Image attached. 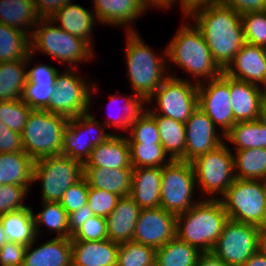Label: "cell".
Returning <instances> with one entry per match:
<instances>
[{"mask_svg": "<svg viewBox=\"0 0 266 266\" xmlns=\"http://www.w3.org/2000/svg\"><path fill=\"white\" fill-rule=\"evenodd\" d=\"M7 237L5 235L2 224L0 223V248L6 243Z\"/></svg>", "mask_w": 266, "mask_h": 266, "instance_id": "obj_61", "label": "cell"}, {"mask_svg": "<svg viewBox=\"0 0 266 266\" xmlns=\"http://www.w3.org/2000/svg\"><path fill=\"white\" fill-rule=\"evenodd\" d=\"M263 12L266 14V2H265V6H264Z\"/></svg>", "mask_w": 266, "mask_h": 266, "instance_id": "obj_64", "label": "cell"}, {"mask_svg": "<svg viewBox=\"0 0 266 266\" xmlns=\"http://www.w3.org/2000/svg\"><path fill=\"white\" fill-rule=\"evenodd\" d=\"M260 228L229 219L211 253L230 266L243 264L258 250Z\"/></svg>", "mask_w": 266, "mask_h": 266, "instance_id": "obj_13", "label": "cell"}, {"mask_svg": "<svg viewBox=\"0 0 266 266\" xmlns=\"http://www.w3.org/2000/svg\"><path fill=\"white\" fill-rule=\"evenodd\" d=\"M207 3H221L222 0H205Z\"/></svg>", "mask_w": 266, "mask_h": 266, "instance_id": "obj_63", "label": "cell"}, {"mask_svg": "<svg viewBox=\"0 0 266 266\" xmlns=\"http://www.w3.org/2000/svg\"><path fill=\"white\" fill-rule=\"evenodd\" d=\"M246 43L266 48V14L263 11L241 15Z\"/></svg>", "mask_w": 266, "mask_h": 266, "instance_id": "obj_43", "label": "cell"}, {"mask_svg": "<svg viewBox=\"0 0 266 266\" xmlns=\"http://www.w3.org/2000/svg\"><path fill=\"white\" fill-rule=\"evenodd\" d=\"M140 210L130 196L120 197L106 217L108 239L117 244L132 241Z\"/></svg>", "mask_w": 266, "mask_h": 266, "instance_id": "obj_21", "label": "cell"}, {"mask_svg": "<svg viewBox=\"0 0 266 266\" xmlns=\"http://www.w3.org/2000/svg\"><path fill=\"white\" fill-rule=\"evenodd\" d=\"M162 167L133 168L130 197L141 209L160 207Z\"/></svg>", "mask_w": 266, "mask_h": 266, "instance_id": "obj_23", "label": "cell"}, {"mask_svg": "<svg viewBox=\"0 0 266 266\" xmlns=\"http://www.w3.org/2000/svg\"><path fill=\"white\" fill-rule=\"evenodd\" d=\"M40 19L33 0H0V23L31 36Z\"/></svg>", "mask_w": 266, "mask_h": 266, "instance_id": "obj_30", "label": "cell"}, {"mask_svg": "<svg viewBox=\"0 0 266 266\" xmlns=\"http://www.w3.org/2000/svg\"><path fill=\"white\" fill-rule=\"evenodd\" d=\"M83 164L64 155L35 161L33 181L41 183V199L60 202L64 192L83 178Z\"/></svg>", "mask_w": 266, "mask_h": 266, "instance_id": "obj_11", "label": "cell"}, {"mask_svg": "<svg viewBox=\"0 0 266 266\" xmlns=\"http://www.w3.org/2000/svg\"><path fill=\"white\" fill-rule=\"evenodd\" d=\"M261 228L266 229V195H265V214H264V220H263Z\"/></svg>", "mask_w": 266, "mask_h": 266, "instance_id": "obj_62", "label": "cell"}, {"mask_svg": "<svg viewBox=\"0 0 266 266\" xmlns=\"http://www.w3.org/2000/svg\"><path fill=\"white\" fill-rule=\"evenodd\" d=\"M35 161L25 152L0 153V184L30 187Z\"/></svg>", "mask_w": 266, "mask_h": 266, "instance_id": "obj_28", "label": "cell"}, {"mask_svg": "<svg viewBox=\"0 0 266 266\" xmlns=\"http://www.w3.org/2000/svg\"><path fill=\"white\" fill-rule=\"evenodd\" d=\"M30 53V35L0 23V62L26 60Z\"/></svg>", "mask_w": 266, "mask_h": 266, "instance_id": "obj_36", "label": "cell"}, {"mask_svg": "<svg viewBox=\"0 0 266 266\" xmlns=\"http://www.w3.org/2000/svg\"><path fill=\"white\" fill-rule=\"evenodd\" d=\"M202 254L177 236L156 249L155 266H196Z\"/></svg>", "mask_w": 266, "mask_h": 266, "instance_id": "obj_35", "label": "cell"}, {"mask_svg": "<svg viewBox=\"0 0 266 266\" xmlns=\"http://www.w3.org/2000/svg\"><path fill=\"white\" fill-rule=\"evenodd\" d=\"M93 6L98 23L115 27L126 25V32L137 31L132 25L134 20L148 11L142 0H93Z\"/></svg>", "mask_w": 266, "mask_h": 266, "instance_id": "obj_19", "label": "cell"}, {"mask_svg": "<svg viewBox=\"0 0 266 266\" xmlns=\"http://www.w3.org/2000/svg\"><path fill=\"white\" fill-rule=\"evenodd\" d=\"M187 17L202 32L214 62L224 72L245 43L241 15L221 3H208Z\"/></svg>", "mask_w": 266, "mask_h": 266, "instance_id": "obj_1", "label": "cell"}, {"mask_svg": "<svg viewBox=\"0 0 266 266\" xmlns=\"http://www.w3.org/2000/svg\"><path fill=\"white\" fill-rule=\"evenodd\" d=\"M224 73L239 81L266 86V48L245 42Z\"/></svg>", "mask_w": 266, "mask_h": 266, "instance_id": "obj_18", "label": "cell"}, {"mask_svg": "<svg viewBox=\"0 0 266 266\" xmlns=\"http://www.w3.org/2000/svg\"><path fill=\"white\" fill-rule=\"evenodd\" d=\"M120 197L103 189L88 188V206L96 216L106 218L116 207Z\"/></svg>", "mask_w": 266, "mask_h": 266, "instance_id": "obj_46", "label": "cell"}, {"mask_svg": "<svg viewBox=\"0 0 266 266\" xmlns=\"http://www.w3.org/2000/svg\"><path fill=\"white\" fill-rule=\"evenodd\" d=\"M243 266H266V255L258 250L243 264Z\"/></svg>", "mask_w": 266, "mask_h": 266, "instance_id": "obj_58", "label": "cell"}, {"mask_svg": "<svg viewBox=\"0 0 266 266\" xmlns=\"http://www.w3.org/2000/svg\"><path fill=\"white\" fill-rule=\"evenodd\" d=\"M198 106L226 135L236 123L231 106L229 76L224 72L209 81L198 84Z\"/></svg>", "mask_w": 266, "mask_h": 266, "instance_id": "obj_15", "label": "cell"}, {"mask_svg": "<svg viewBox=\"0 0 266 266\" xmlns=\"http://www.w3.org/2000/svg\"><path fill=\"white\" fill-rule=\"evenodd\" d=\"M194 83L170 75L147 99L148 104L153 100L156 103L152 109L146 107V111L185 123L198 107V84Z\"/></svg>", "mask_w": 266, "mask_h": 266, "instance_id": "obj_7", "label": "cell"}, {"mask_svg": "<svg viewBox=\"0 0 266 266\" xmlns=\"http://www.w3.org/2000/svg\"><path fill=\"white\" fill-rule=\"evenodd\" d=\"M167 60L187 72L197 84L220 76L223 71L214 62L202 32L193 23L182 24L166 46Z\"/></svg>", "mask_w": 266, "mask_h": 266, "instance_id": "obj_3", "label": "cell"}, {"mask_svg": "<svg viewBox=\"0 0 266 266\" xmlns=\"http://www.w3.org/2000/svg\"><path fill=\"white\" fill-rule=\"evenodd\" d=\"M31 108L21 99L0 102V121L12 131L22 133Z\"/></svg>", "mask_w": 266, "mask_h": 266, "instance_id": "obj_42", "label": "cell"}, {"mask_svg": "<svg viewBox=\"0 0 266 266\" xmlns=\"http://www.w3.org/2000/svg\"><path fill=\"white\" fill-rule=\"evenodd\" d=\"M266 181L235 179L220 198L229 219L262 227Z\"/></svg>", "mask_w": 266, "mask_h": 266, "instance_id": "obj_9", "label": "cell"}, {"mask_svg": "<svg viewBox=\"0 0 266 266\" xmlns=\"http://www.w3.org/2000/svg\"><path fill=\"white\" fill-rule=\"evenodd\" d=\"M30 36L31 53L36 51L47 54L59 60L61 64H68L69 68L93 58V49L88 42L71 35L58 27L50 18H41Z\"/></svg>", "mask_w": 266, "mask_h": 266, "instance_id": "obj_5", "label": "cell"}, {"mask_svg": "<svg viewBox=\"0 0 266 266\" xmlns=\"http://www.w3.org/2000/svg\"><path fill=\"white\" fill-rule=\"evenodd\" d=\"M24 152L21 134L0 121V153Z\"/></svg>", "mask_w": 266, "mask_h": 266, "instance_id": "obj_50", "label": "cell"}, {"mask_svg": "<svg viewBox=\"0 0 266 266\" xmlns=\"http://www.w3.org/2000/svg\"><path fill=\"white\" fill-rule=\"evenodd\" d=\"M235 150L266 148V122L262 119L236 122L225 135Z\"/></svg>", "mask_w": 266, "mask_h": 266, "instance_id": "obj_33", "label": "cell"}, {"mask_svg": "<svg viewBox=\"0 0 266 266\" xmlns=\"http://www.w3.org/2000/svg\"><path fill=\"white\" fill-rule=\"evenodd\" d=\"M191 164L197 189L200 188L204 194H209L210 199H220L236 179L233 152L226 142L215 150L195 158Z\"/></svg>", "mask_w": 266, "mask_h": 266, "instance_id": "obj_8", "label": "cell"}, {"mask_svg": "<svg viewBox=\"0 0 266 266\" xmlns=\"http://www.w3.org/2000/svg\"><path fill=\"white\" fill-rule=\"evenodd\" d=\"M196 266H230L214 256L212 253H202L197 260Z\"/></svg>", "mask_w": 266, "mask_h": 266, "instance_id": "obj_55", "label": "cell"}, {"mask_svg": "<svg viewBox=\"0 0 266 266\" xmlns=\"http://www.w3.org/2000/svg\"><path fill=\"white\" fill-rule=\"evenodd\" d=\"M259 251L266 255V229L260 228L259 230V242H258Z\"/></svg>", "mask_w": 266, "mask_h": 266, "instance_id": "obj_60", "label": "cell"}, {"mask_svg": "<svg viewBox=\"0 0 266 266\" xmlns=\"http://www.w3.org/2000/svg\"><path fill=\"white\" fill-rule=\"evenodd\" d=\"M108 239L107 221L101 216H94L71 236V241H100Z\"/></svg>", "mask_w": 266, "mask_h": 266, "instance_id": "obj_47", "label": "cell"}, {"mask_svg": "<svg viewBox=\"0 0 266 266\" xmlns=\"http://www.w3.org/2000/svg\"><path fill=\"white\" fill-rule=\"evenodd\" d=\"M229 89L236 122L260 119L262 87L229 77Z\"/></svg>", "mask_w": 266, "mask_h": 266, "instance_id": "obj_24", "label": "cell"}, {"mask_svg": "<svg viewBox=\"0 0 266 266\" xmlns=\"http://www.w3.org/2000/svg\"><path fill=\"white\" fill-rule=\"evenodd\" d=\"M142 3L147 10L151 8V6L168 9L171 6H174L176 0H142Z\"/></svg>", "mask_w": 266, "mask_h": 266, "instance_id": "obj_57", "label": "cell"}, {"mask_svg": "<svg viewBox=\"0 0 266 266\" xmlns=\"http://www.w3.org/2000/svg\"><path fill=\"white\" fill-rule=\"evenodd\" d=\"M260 119L266 122V86L261 91Z\"/></svg>", "mask_w": 266, "mask_h": 266, "instance_id": "obj_59", "label": "cell"}, {"mask_svg": "<svg viewBox=\"0 0 266 266\" xmlns=\"http://www.w3.org/2000/svg\"><path fill=\"white\" fill-rule=\"evenodd\" d=\"M228 220L220 199L202 198L176 215V236L202 253H211Z\"/></svg>", "mask_w": 266, "mask_h": 266, "instance_id": "obj_2", "label": "cell"}, {"mask_svg": "<svg viewBox=\"0 0 266 266\" xmlns=\"http://www.w3.org/2000/svg\"><path fill=\"white\" fill-rule=\"evenodd\" d=\"M95 214L89 208L88 204L84 205L77 211L68 214L69 238L87 221L94 217Z\"/></svg>", "mask_w": 266, "mask_h": 266, "instance_id": "obj_53", "label": "cell"}, {"mask_svg": "<svg viewBox=\"0 0 266 266\" xmlns=\"http://www.w3.org/2000/svg\"><path fill=\"white\" fill-rule=\"evenodd\" d=\"M72 264L75 266H117L119 244L100 241H71Z\"/></svg>", "mask_w": 266, "mask_h": 266, "instance_id": "obj_25", "label": "cell"}, {"mask_svg": "<svg viewBox=\"0 0 266 266\" xmlns=\"http://www.w3.org/2000/svg\"><path fill=\"white\" fill-rule=\"evenodd\" d=\"M234 152V172L237 179L266 181V148Z\"/></svg>", "mask_w": 266, "mask_h": 266, "instance_id": "obj_34", "label": "cell"}, {"mask_svg": "<svg viewBox=\"0 0 266 266\" xmlns=\"http://www.w3.org/2000/svg\"><path fill=\"white\" fill-rule=\"evenodd\" d=\"M83 167L133 168L126 136L112 134L106 141L95 146Z\"/></svg>", "mask_w": 266, "mask_h": 266, "instance_id": "obj_22", "label": "cell"}, {"mask_svg": "<svg viewBox=\"0 0 266 266\" xmlns=\"http://www.w3.org/2000/svg\"><path fill=\"white\" fill-rule=\"evenodd\" d=\"M150 115L155 119L165 153L171 160L185 161V124L166 116Z\"/></svg>", "mask_w": 266, "mask_h": 266, "instance_id": "obj_31", "label": "cell"}, {"mask_svg": "<svg viewBox=\"0 0 266 266\" xmlns=\"http://www.w3.org/2000/svg\"><path fill=\"white\" fill-rule=\"evenodd\" d=\"M132 169L83 167V176L88 186L112 192L119 197H125L129 196L131 192Z\"/></svg>", "mask_w": 266, "mask_h": 266, "instance_id": "obj_27", "label": "cell"}, {"mask_svg": "<svg viewBox=\"0 0 266 266\" xmlns=\"http://www.w3.org/2000/svg\"><path fill=\"white\" fill-rule=\"evenodd\" d=\"M55 91V83H25L21 100L31 109L44 110Z\"/></svg>", "mask_w": 266, "mask_h": 266, "instance_id": "obj_45", "label": "cell"}, {"mask_svg": "<svg viewBox=\"0 0 266 266\" xmlns=\"http://www.w3.org/2000/svg\"><path fill=\"white\" fill-rule=\"evenodd\" d=\"M72 0H33L40 18H50Z\"/></svg>", "mask_w": 266, "mask_h": 266, "instance_id": "obj_54", "label": "cell"}, {"mask_svg": "<svg viewBox=\"0 0 266 266\" xmlns=\"http://www.w3.org/2000/svg\"><path fill=\"white\" fill-rule=\"evenodd\" d=\"M68 118L32 109L21 133L24 152L34 161L62 154Z\"/></svg>", "mask_w": 266, "mask_h": 266, "instance_id": "obj_6", "label": "cell"}, {"mask_svg": "<svg viewBox=\"0 0 266 266\" xmlns=\"http://www.w3.org/2000/svg\"><path fill=\"white\" fill-rule=\"evenodd\" d=\"M58 70L51 65L38 63L27 71V81L31 84L56 83Z\"/></svg>", "mask_w": 266, "mask_h": 266, "instance_id": "obj_51", "label": "cell"}, {"mask_svg": "<svg viewBox=\"0 0 266 266\" xmlns=\"http://www.w3.org/2000/svg\"><path fill=\"white\" fill-rule=\"evenodd\" d=\"M265 2L266 0H222L221 4L242 15L248 12L263 11Z\"/></svg>", "mask_w": 266, "mask_h": 266, "instance_id": "obj_52", "label": "cell"}, {"mask_svg": "<svg viewBox=\"0 0 266 266\" xmlns=\"http://www.w3.org/2000/svg\"><path fill=\"white\" fill-rule=\"evenodd\" d=\"M156 249L133 241L119 244L117 266H155Z\"/></svg>", "mask_w": 266, "mask_h": 266, "instance_id": "obj_40", "label": "cell"}, {"mask_svg": "<svg viewBox=\"0 0 266 266\" xmlns=\"http://www.w3.org/2000/svg\"><path fill=\"white\" fill-rule=\"evenodd\" d=\"M184 124L187 162L215 150L225 142V136L218 133L216 125L199 106Z\"/></svg>", "mask_w": 266, "mask_h": 266, "instance_id": "obj_17", "label": "cell"}, {"mask_svg": "<svg viewBox=\"0 0 266 266\" xmlns=\"http://www.w3.org/2000/svg\"><path fill=\"white\" fill-rule=\"evenodd\" d=\"M33 59L30 53L26 60L0 62V102L21 99Z\"/></svg>", "mask_w": 266, "mask_h": 266, "instance_id": "obj_29", "label": "cell"}, {"mask_svg": "<svg viewBox=\"0 0 266 266\" xmlns=\"http://www.w3.org/2000/svg\"><path fill=\"white\" fill-rule=\"evenodd\" d=\"M129 147L133 168L163 167L171 161L161 144L129 143Z\"/></svg>", "mask_w": 266, "mask_h": 266, "instance_id": "obj_39", "label": "cell"}, {"mask_svg": "<svg viewBox=\"0 0 266 266\" xmlns=\"http://www.w3.org/2000/svg\"><path fill=\"white\" fill-rule=\"evenodd\" d=\"M125 48L126 68L133 93L146 101L156 89L171 75L167 71V50L161 57L146 45L137 31L127 32ZM168 65V66H166ZM167 73V74H166ZM169 73V74H168Z\"/></svg>", "mask_w": 266, "mask_h": 266, "instance_id": "obj_4", "label": "cell"}, {"mask_svg": "<svg viewBox=\"0 0 266 266\" xmlns=\"http://www.w3.org/2000/svg\"><path fill=\"white\" fill-rule=\"evenodd\" d=\"M43 207L37 215L33 212L36 235L39 237L42 225L51 232L54 231L56 238H69L68 213L59 202L42 201Z\"/></svg>", "mask_w": 266, "mask_h": 266, "instance_id": "obj_37", "label": "cell"}, {"mask_svg": "<svg viewBox=\"0 0 266 266\" xmlns=\"http://www.w3.org/2000/svg\"><path fill=\"white\" fill-rule=\"evenodd\" d=\"M176 229L175 214L162 207L141 209L132 241L157 249L176 237Z\"/></svg>", "mask_w": 266, "mask_h": 266, "instance_id": "obj_16", "label": "cell"}, {"mask_svg": "<svg viewBox=\"0 0 266 266\" xmlns=\"http://www.w3.org/2000/svg\"><path fill=\"white\" fill-rule=\"evenodd\" d=\"M0 223L8 241L29 245L37 235L33 218V208L29 206L18 211L0 215Z\"/></svg>", "mask_w": 266, "mask_h": 266, "instance_id": "obj_32", "label": "cell"}, {"mask_svg": "<svg viewBox=\"0 0 266 266\" xmlns=\"http://www.w3.org/2000/svg\"><path fill=\"white\" fill-rule=\"evenodd\" d=\"M176 2H179L178 4L182 7L184 16H187L195 8L208 4L205 0H176Z\"/></svg>", "mask_w": 266, "mask_h": 266, "instance_id": "obj_56", "label": "cell"}, {"mask_svg": "<svg viewBox=\"0 0 266 266\" xmlns=\"http://www.w3.org/2000/svg\"><path fill=\"white\" fill-rule=\"evenodd\" d=\"M105 128L106 126L102 122L95 120L90 112L77 118L69 119L64 133L61 155L84 164L95 146L106 141L112 134H116L107 133Z\"/></svg>", "mask_w": 266, "mask_h": 266, "instance_id": "obj_14", "label": "cell"}, {"mask_svg": "<svg viewBox=\"0 0 266 266\" xmlns=\"http://www.w3.org/2000/svg\"><path fill=\"white\" fill-rule=\"evenodd\" d=\"M52 22L59 24L58 27L71 35L82 38L91 46L92 43V29L97 23V18L93 10H88L79 4L69 2L65 4L60 10L50 17ZM96 19V20H95Z\"/></svg>", "mask_w": 266, "mask_h": 266, "instance_id": "obj_26", "label": "cell"}, {"mask_svg": "<svg viewBox=\"0 0 266 266\" xmlns=\"http://www.w3.org/2000/svg\"><path fill=\"white\" fill-rule=\"evenodd\" d=\"M88 183L83 177L76 184L70 186L63 194L61 206L67 211L72 213L79 210L88 202Z\"/></svg>", "mask_w": 266, "mask_h": 266, "instance_id": "obj_48", "label": "cell"}, {"mask_svg": "<svg viewBox=\"0 0 266 266\" xmlns=\"http://www.w3.org/2000/svg\"><path fill=\"white\" fill-rule=\"evenodd\" d=\"M196 179L191 162L171 160L162 167L160 207L175 215L188 211L194 204Z\"/></svg>", "mask_w": 266, "mask_h": 266, "instance_id": "obj_12", "label": "cell"}, {"mask_svg": "<svg viewBox=\"0 0 266 266\" xmlns=\"http://www.w3.org/2000/svg\"><path fill=\"white\" fill-rule=\"evenodd\" d=\"M73 70L75 71L76 68L58 72L55 91L44 110L65 116L68 119L89 113L92 104L91 94L97 90V83H90V85L88 80L86 82Z\"/></svg>", "mask_w": 266, "mask_h": 266, "instance_id": "obj_10", "label": "cell"}, {"mask_svg": "<svg viewBox=\"0 0 266 266\" xmlns=\"http://www.w3.org/2000/svg\"><path fill=\"white\" fill-rule=\"evenodd\" d=\"M36 239L27 245L23 266H70L72 264L71 238L53 237L32 249ZM32 250V251H31Z\"/></svg>", "mask_w": 266, "mask_h": 266, "instance_id": "obj_20", "label": "cell"}, {"mask_svg": "<svg viewBox=\"0 0 266 266\" xmlns=\"http://www.w3.org/2000/svg\"><path fill=\"white\" fill-rule=\"evenodd\" d=\"M110 108H111V104L113 103L116 104L118 102V100L123 99L124 100V104L121 107L122 110V114H120V116L115 117L116 115H113L112 113L109 114V119L108 121H101L105 126L106 129L109 126H115L118 128H121V130H125L128 132L130 124L137 119L145 110L146 107L144 105H147V101L139 95L136 94H132L126 97L124 96L123 98L121 96H117L116 95H110ZM122 100V101H123ZM109 108V109H110ZM109 112V111H108ZM120 112V111H119ZM119 115V114H118Z\"/></svg>", "mask_w": 266, "mask_h": 266, "instance_id": "obj_38", "label": "cell"}, {"mask_svg": "<svg viewBox=\"0 0 266 266\" xmlns=\"http://www.w3.org/2000/svg\"><path fill=\"white\" fill-rule=\"evenodd\" d=\"M29 191L30 188L27 186L2 185L0 188V215L28 208L29 206L24 205L23 202Z\"/></svg>", "mask_w": 266, "mask_h": 266, "instance_id": "obj_44", "label": "cell"}, {"mask_svg": "<svg viewBox=\"0 0 266 266\" xmlns=\"http://www.w3.org/2000/svg\"><path fill=\"white\" fill-rule=\"evenodd\" d=\"M26 245L6 241L0 248V266H23Z\"/></svg>", "mask_w": 266, "mask_h": 266, "instance_id": "obj_49", "label": "cell"}, {"mask_svg": "<svg viewBox=\"0 0 266 266\" xmlns=\"http://www.w3.org/2000/svg\"><path fill=\"white\" fill-rule=\"evenodd\" d=\"M127 133L128 143L161 144L155 119L146 110L130 124Z\"/></svg>", "mask_w": 266, "mask_h": 266, "instance_id": "obj_41", "label": "cell"}]
</instances>
